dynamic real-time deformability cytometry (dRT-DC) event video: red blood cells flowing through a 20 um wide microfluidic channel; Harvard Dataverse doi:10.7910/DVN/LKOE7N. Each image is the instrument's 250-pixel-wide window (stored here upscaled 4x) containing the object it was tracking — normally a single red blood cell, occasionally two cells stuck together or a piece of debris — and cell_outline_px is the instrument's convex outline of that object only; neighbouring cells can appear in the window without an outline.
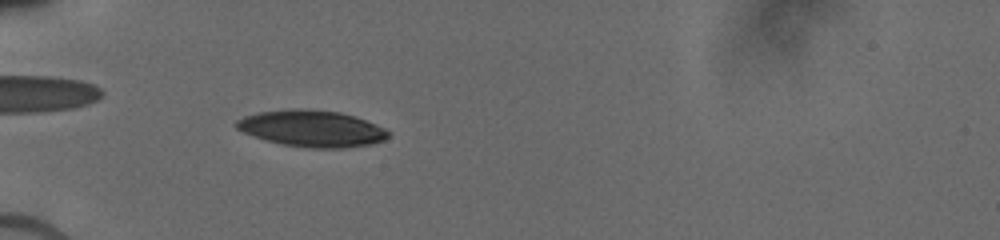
{"species": "human", "species_latin": "Homo sapiens", "temperature_condition": "cold", "stored_images_in_passage": 12, "camera_frame_rate_fps": 3000, "um_per_image_px": 0.085, "donor": {"sex": "male"}, "frame": {"image": 1, "passage_image": 6, "time_ms": 4.333, "image_size_px": [1000, 240], "cell_outline_px": [[392, 132], [384, 140], [372, 144], [344, 148], [308, 148], [284, 144], [268, 140], [244, 132], [236, 128], [236, 120], [244, 116], [260, 112], [292, 108], [304, 108], [340, 112], [376, 124]], "centroid_in_image_um": [26.54, 10.92], "position_along_channel_um": 58.5, "area_um2": 32.14}}
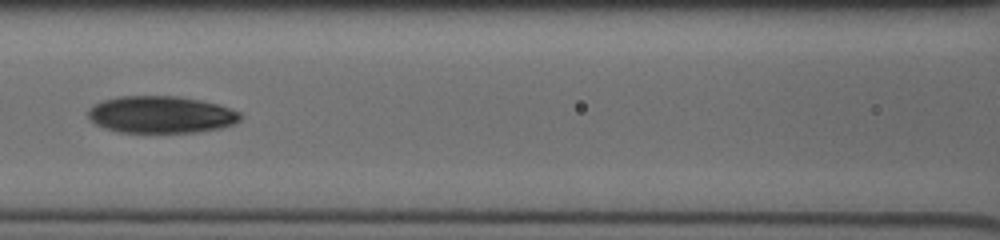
{"frame": {"image": 2, "passage_image": 9, "time_ms": 7.0, "image_size_px": [1000, 240], "cell_outline_px": [[244, 116], [240, 120], [232, 124], [220, 128], [196, 132], [120, 132], [104, 128], [88, 120], [88, 108], [100, 100], [120, 96], [180, 96], [200, 100], [216, 104], [240, 112]], "centroid_in_image_um": [13.64, 9.73], "position_along_channel_um": 153.0, "area_um2": 33.0}}
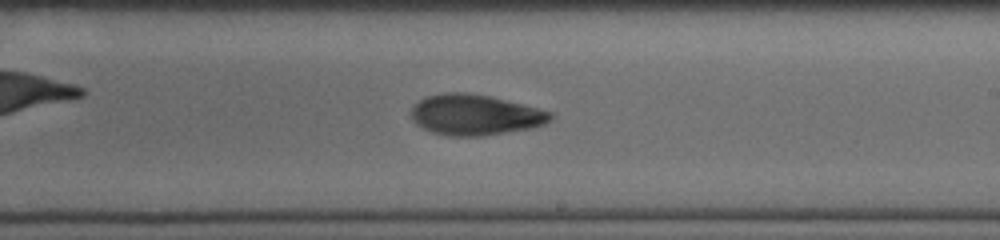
{"frame": {"image": 3, "passage_image": 12, "time_ms": 9.333, "image_size_px": [1000, 240], "cell_outline_px": [[552, 120], [544, 124], [532, 128], [480, 136], [448, 136], [432, 132], [416, 124], [412, 120], [412, 108], [420, 100], [428, 96], [444, 92], [468, 92], [488, 96], [552, 112]], "centroid_in_image_um": [40.37, 9.77], "position_along_channel_um": 248.6, "area_um2": 32.66}}